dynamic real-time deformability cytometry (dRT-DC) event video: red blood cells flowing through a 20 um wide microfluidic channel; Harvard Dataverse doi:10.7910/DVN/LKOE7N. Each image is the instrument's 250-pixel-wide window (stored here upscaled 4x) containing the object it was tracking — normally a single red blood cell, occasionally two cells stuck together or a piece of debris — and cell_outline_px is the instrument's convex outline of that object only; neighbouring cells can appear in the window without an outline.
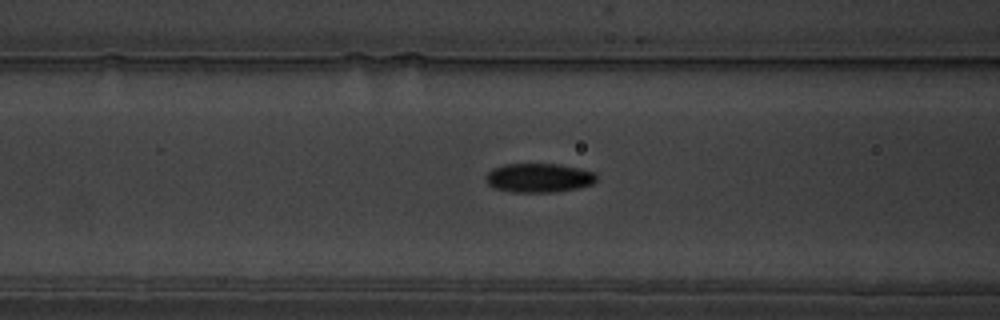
{"species": "common noctule bat (a hibernating species)", "species_latin": "Nyctalus noctula", "temperature_condition": "warm", "stored_images_in_passage": 40, "camera_frame_rate_fps": 3000, "um_per_image_px": 0.085, "animal": {"sex": "male", "body_mass_g": 19.5, "forearm_length_mm": 54.6}, "frame": {"image": 1, "passage_image": 12, "time_ms": 3.667, "image_size_px": [1000, 320], "cell_outline_px": [[596, 180], [592, 184], [580, 188], [552, 192], [512, 192], [496, 188], [488, 184], [484, 176], [492, 168], [504, 164], [560, 164], [580, 168], [596, 172]], "centroid_in_image_um": [45.81, 15.11], "position_along_channel_um": 120.8, "area_um2": 18.9}}
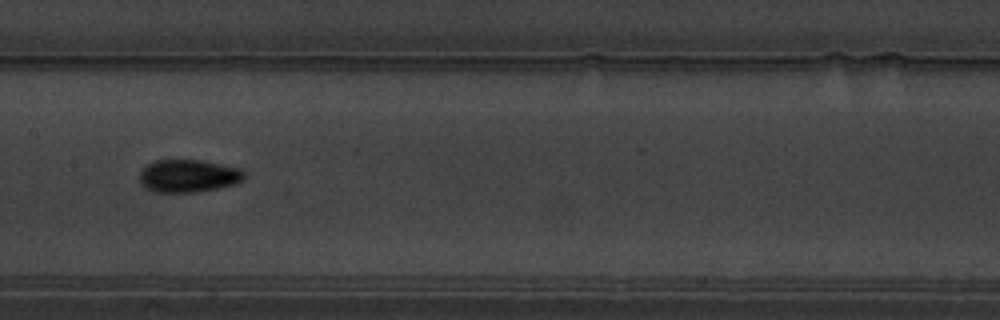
{"frame": {"image": 2, "passage_image": 18, "time_ms": 5.667, "image_size_px": [1000, 320], "cell_outline_px": [[244, 180], [236, 184], [196, 192], [156, 192], [140, 184], [140, 172], [148, 164], [156, 160], [200, 160], [240, 168], [244, 172]], "centroid_in_image_um": [16.02, 14.95], "position_along_channel_um": 191.4, "area_um2": 19.83}}
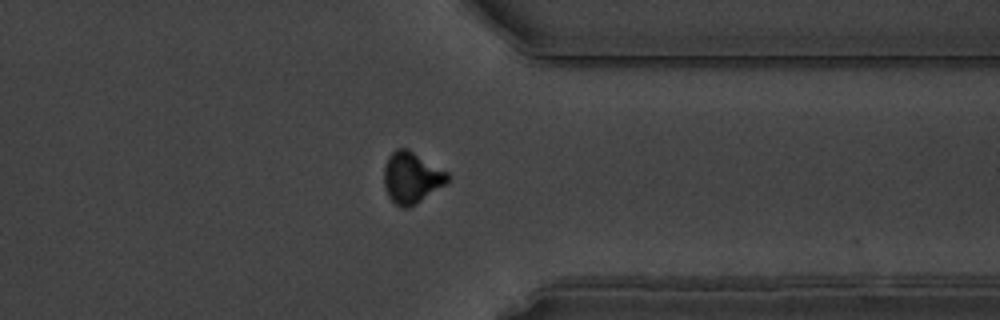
{"frame": {"image": 3, "passage_image": 34, "time_ms": 11.0, "image_size_px": [1000, 320], "cell_outline_px": [[448, 184], [416, 204], [408, 208], [400, 208], [388, 196], [384, 188], [384, 164], [388, 156], [396, 148], [408, 148], [448, 172]], "centroid_in_image_um": [34.98, 15.1], "position_along_channel_um": 376.4, "area_um2": 19.36}}